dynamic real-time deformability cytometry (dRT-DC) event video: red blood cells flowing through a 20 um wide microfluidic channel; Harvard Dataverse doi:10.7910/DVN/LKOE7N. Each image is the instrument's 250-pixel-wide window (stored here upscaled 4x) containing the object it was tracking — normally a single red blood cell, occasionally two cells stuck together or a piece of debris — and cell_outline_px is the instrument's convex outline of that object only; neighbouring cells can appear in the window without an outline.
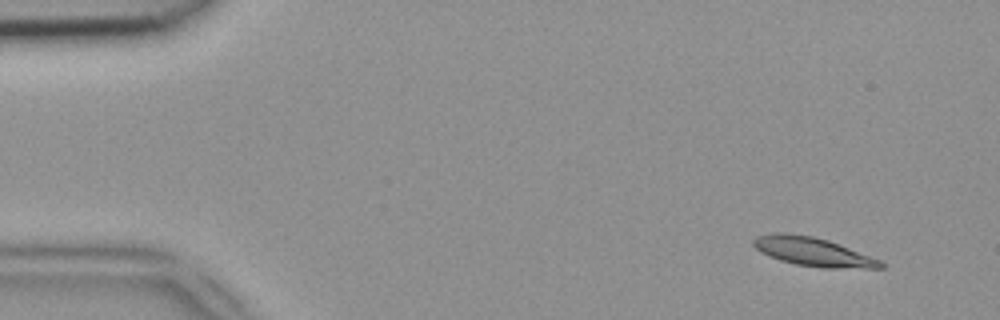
{"species": "common noctule bat (a hibernating species)", "species_latin": "Nyctalus noctula", "temperature_condition": "room temperature", "stored_images_in_passage": 50, "camera_frame_rate_fps": 3000, "um_per_image_px": 0.085, "animal": {"sex": "female", "body_mass_g": 18.4}, "frame": {"image": 1, "passage_image": 4, "time_ms": 1.0, "image_size_px": [1000, 320], "cell_outline_px": [[884, 268], [820, 268], [796, 264], [780, 260], [760, 252], [752, 244], [752, 240], [756, 236], [772, 232], [784, 232], [812, 236], [828, 240], [840, 244], [880, 260], [884, 264]], "centroid_in_image_um": [69.07, 21.39], "position_along_channel_um": 15.9, "area_um2": 21.39}}
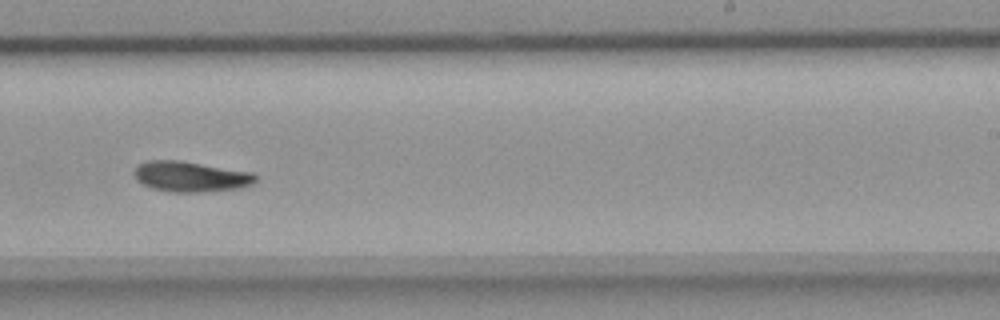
{"frame": {"image": 2, "passage_image": 31, "time_ms": 10.0, "image_size_px": [1000, 320], "cell_outline_px": [[256, 180], [252, 184], [240, 188], [200, 192], [168, 192], [152, 188], [136, 180], [132, 172], [140, 164], [148, 160], [180, 160], [252, 172], [256, 176]], "centroid_in_image_um": [16.19, 15.01], "position_along_channel_um": 272.8, "area_um2": 21.56}}
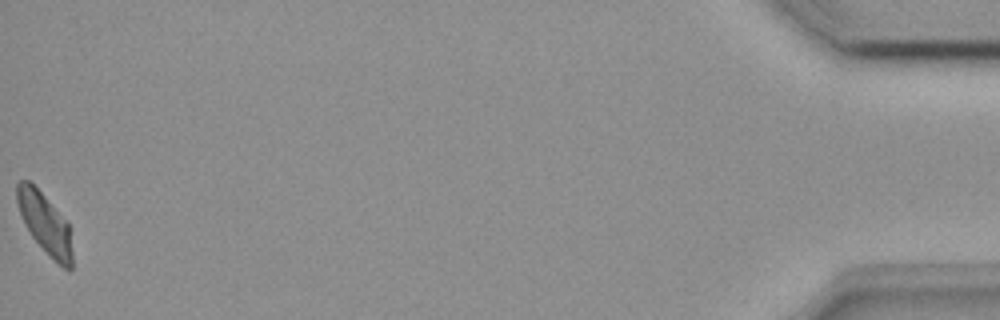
{"frame": {"image": 3, "passage_image": 50, "time_ms": 16.333, "image_size_px": [1000, 320], "cell_outline_px": [[72, 268], [64, 268], [32, 236], [24, 224], [16, 200], [16, 184], [20, 180], [28, 180], [44, 196], [68, 224], [72, 252]], "centroid_in_image_um": [3.78, 18.95], "position_along_channel_um": 431.4, "area_um2": 18.61}}